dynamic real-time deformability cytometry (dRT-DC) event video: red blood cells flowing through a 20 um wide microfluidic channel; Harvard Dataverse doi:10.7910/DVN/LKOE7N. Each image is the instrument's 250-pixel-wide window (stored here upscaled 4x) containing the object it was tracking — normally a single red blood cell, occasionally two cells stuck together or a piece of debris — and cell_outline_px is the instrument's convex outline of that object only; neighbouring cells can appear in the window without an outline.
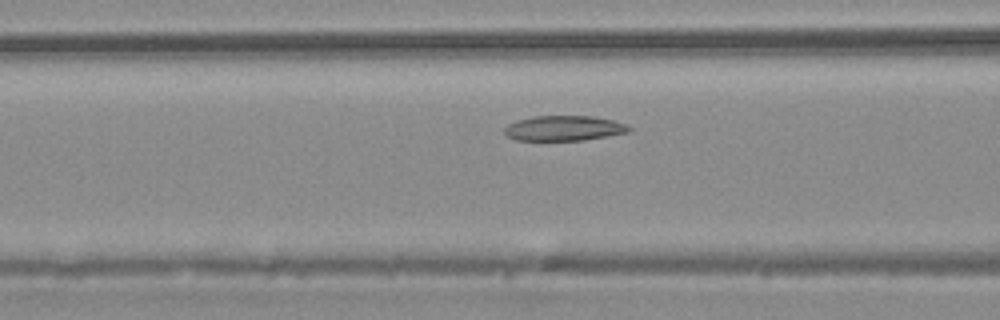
{"species": "common noctule bat (a hibernating species)", "species_latin": "Nyctalus noctula", "temperature_condition": "warm", "stored_images_in_passage": 28, "camera_frame_rate_fps": 3000, "um_per_image_px": 0.085, "animal": {"sex": "male", "body_mass_g": 20.4}, "frame": {"image": 1, "passage_image": 10, "time_ms": 3.0, "image_size_px": [1000, 320], "cell_outline_px": [[632, 128], [628, 132], [608, 136], [584, 140], [516, 140], [508, 136], [504, 132], [504, 128], [508, 124], [532, 116], [592, 116], [612, 120], [624, 124]], "centroid_in_image_um": [47.93, 10.9], "position_along_channel_um": 118.7, "area_um2": 18.03}}
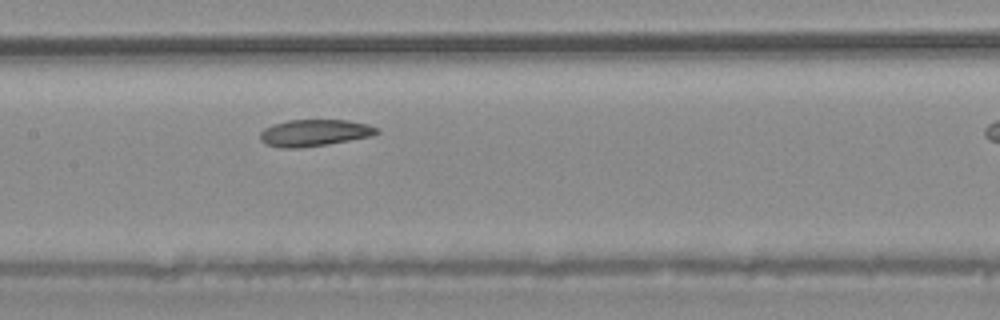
{"frame": {"image": 2, "passage_image": 14, "time_ms": 4.333, "image_size_px": [1000, 320], "cell_outline_px": [[380, 132], [372, 136], [328, 144], [296, 148], [280, 148], [264, 144], [260, 140], [260, 132], [264, 128], [272, 124], [288, 120], [348, 120], [368, 124], [380, 128]], "centroid_in_image_um": [26.72, 11.29], "position_along_channel_um": 180.7, "area_um2": 18.38}}
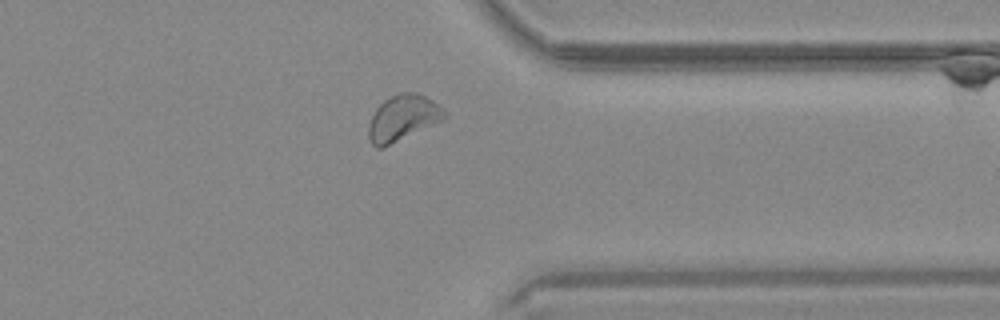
{"frame": {"image": 3, "passage_image": 27, "time_ms": 8.667, "image_size_px": [1000, 320], "cell_outline_px": [[444, 120], [380, 148], [376, 148], [372, 144], [368, 136], [368, 124], [376, 108], [384, 100], [400, 92], [416, 92], [432, 100], [444, 112]], "centroid_in_image_um": [34.2, 10.02], "position_along_channel_um": 377.2, "area_um2": 19.77}}